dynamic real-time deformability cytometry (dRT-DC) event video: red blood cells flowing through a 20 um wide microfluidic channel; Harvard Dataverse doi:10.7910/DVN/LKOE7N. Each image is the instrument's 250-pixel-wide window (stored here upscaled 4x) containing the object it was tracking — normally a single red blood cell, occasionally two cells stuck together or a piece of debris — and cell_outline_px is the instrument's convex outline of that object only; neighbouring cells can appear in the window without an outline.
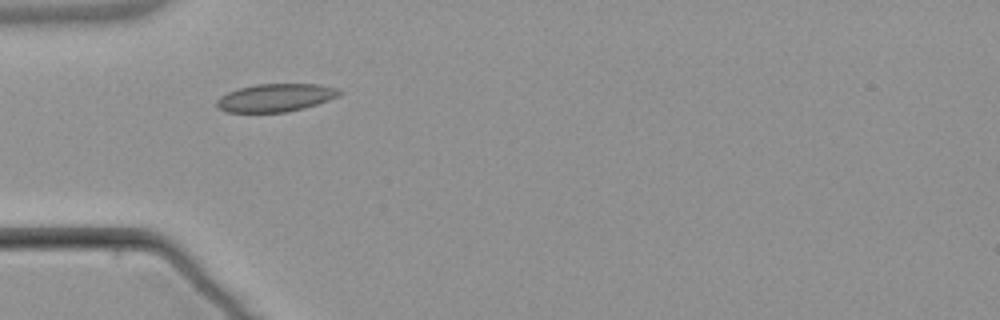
{"species": "common noctule bat (a hibernating species)", "species_latin": "Nyctalus noctula", "temperature_condition": "warm", "stored_images_in_passage": 7, "camera_frame_rate_fps": 3000, "um_per_image_px": 0.085, "animal": {"sex": "male", "body_mass_g": 21.5, "forearm_length_mm": 52.0}, "frame": {"image": 1, "passage_image": 3, "time_ms": 3.333, "image_size_px": [1000, 320], "cell_outline_px": [[344, 92], [340, 96], [304, 108], [284, 112], [228, 112], [216, 108], [216, 100], [220, 96], [228, 92], [240, 88], [256, 84], [320, 84], [340, 88]], "centroid_in_image_um": [23.45, 8.3], "position_along_channel_um": 61.5, "area_um2": 20.11}}
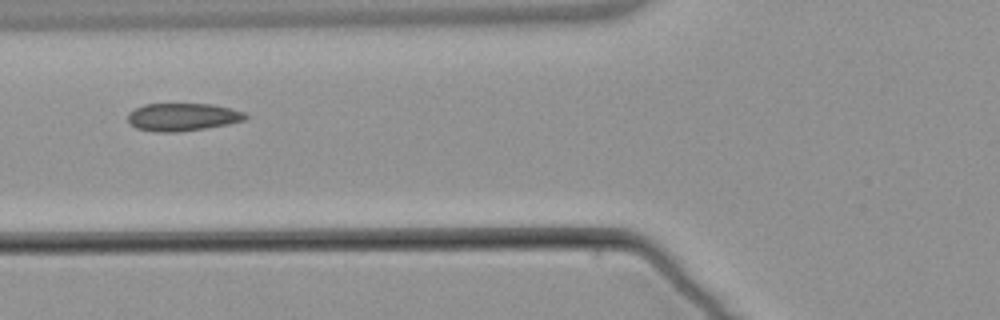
{"frame": {"image": 2, "passage_image": 4, "time_ms": 4.667, "image_size_px": [1000, 320], "cell_outline_px": [[248, 116], [244, 120], [228, 124], [180, 132], [156, 132], [136, 128], [128, 124], [128, 112], [144, 104], [212, 104], [232, 108], [244, 112]], "centroid_in_image_um": [15.5, 9.94], "position_along_channel_um": 110.3, "area_um2": 19.13}}